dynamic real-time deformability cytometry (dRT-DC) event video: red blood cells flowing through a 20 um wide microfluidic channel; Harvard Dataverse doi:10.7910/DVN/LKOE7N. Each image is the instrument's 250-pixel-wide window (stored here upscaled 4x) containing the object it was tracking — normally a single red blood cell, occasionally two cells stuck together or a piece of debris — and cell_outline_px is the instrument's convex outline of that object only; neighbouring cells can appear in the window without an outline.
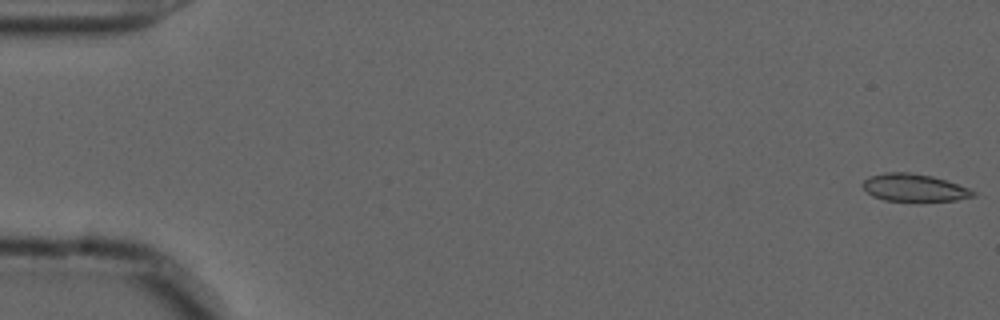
{"species": "common noctule bat (a hibernating species)", "species_latin": "Nyctalus noctula", "temperature_condition": "cold", "stored_images_in_passage": 23, "camera_frame_rate_fps": 3000, "um_per_image_px": 0.085, "animal": {"sex": "male", "forearm_length_mm": 52.5}, "frame": {"image": 1, "passage_image": 1, "time_ms": 0.0, "image_size_px": [1000, 320], "cell_outline_px": [[976, 196], [956, 200], [884, 200], [872, 196], [860, 184], [868, 176], [884, 172], [908, 172], [932, 176], [968, 188], [976, 192]], "centroid_in_image_um": [77.66, 15.93], "position_along_channel_um": 7.3, "area_um2": 17.46}}
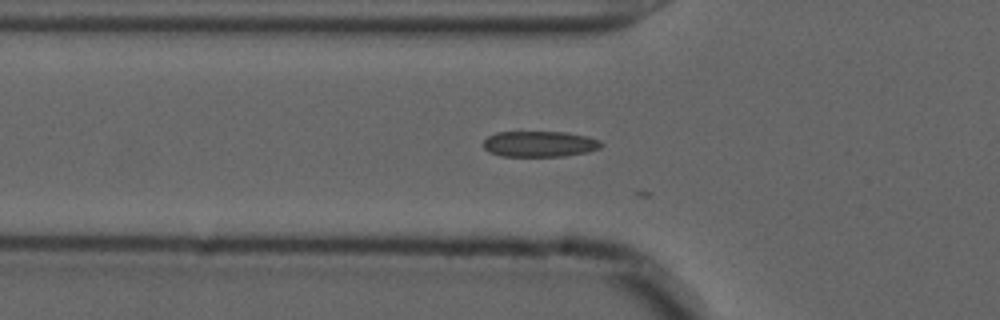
{"frame": {"image": 2, "passage_image": 19, "time_ms": 6.0, "image_size_px": [1000, 320], "cell_outline_px": [[604, 144], [600, 148], [588, 152], [564, 156], [500, 156], [488, 152], [484, 148], [484, 140], [488, 136], [496, 132], [520, 128], [568, 132], [588, 136], [600, 140]], "centroid_in_image_um": [45.83, 12.17], "position_along_channel_um": 80.0, "area_um2": 18.96}}
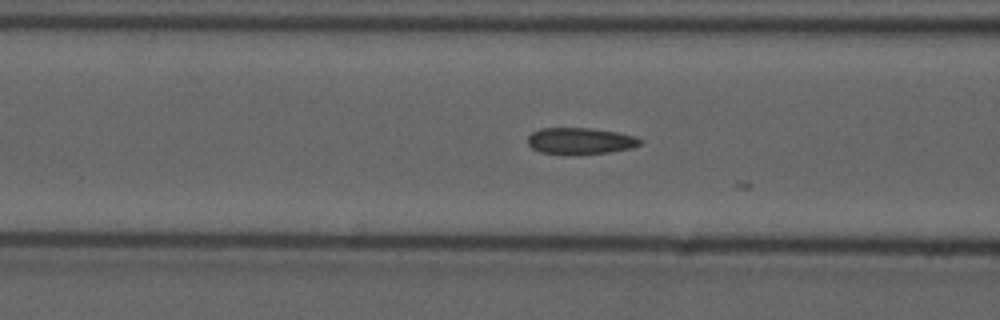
{"frame": {"image": 3, "passage_image": 22, "time_ms": 7.0, "image_size_px": [1000, 320], "cell_outline_px": [[644, 144], [632, 148], [608, 152], [576, 156], [540, 152], [532, 148], [528, 144], [528, 136], [532, 132], [540, 128], [592, 128], [616, 132], [636, 136], [644, 140]], "centroid_in_image_um": [49.36, 12.0], "position_along_channel_um": 117.2, "area_um2": 17.86}}